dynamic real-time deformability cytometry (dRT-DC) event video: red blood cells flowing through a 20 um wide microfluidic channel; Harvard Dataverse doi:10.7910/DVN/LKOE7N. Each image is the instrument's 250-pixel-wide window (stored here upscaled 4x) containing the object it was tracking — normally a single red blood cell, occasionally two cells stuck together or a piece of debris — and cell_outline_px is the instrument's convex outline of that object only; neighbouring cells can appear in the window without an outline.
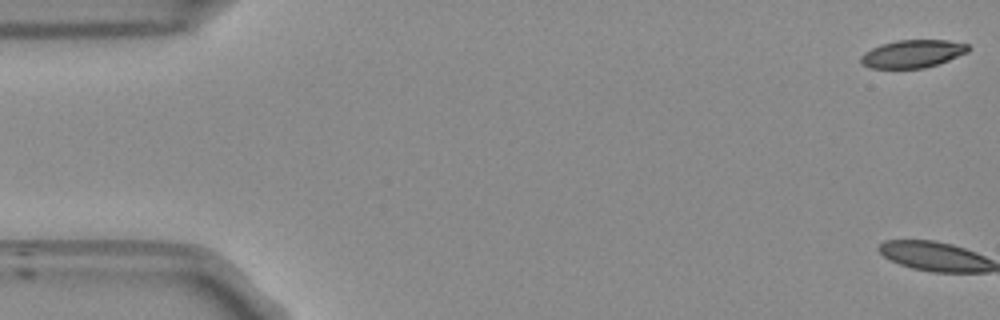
{"species": "Egyptian fruit bat (a non-hibernating species)", "species_latin": "Rousettus aegyptiacus", "temperature_condition": "room temperature", "stored_images_in_passage": 8, "camera_frame_rate_fps": 3000, "um_per_image_px": 0.085, "frame": {"image": 1, "passage_image": 1, "time_ms": 0.0, "image_size_px": [1000, 320], "cell_outline_px": [[968, 52], [948, 60], [924, 68], [868, 68], [860, 64], [860, 56], [864, 52], [880, 44], [896, 40], [948, 40], [968, 44]], "centroid_in_image_um": [77.51, 4.57], "position_along_channel_um": 7.5, "area_um2": 17.46}}